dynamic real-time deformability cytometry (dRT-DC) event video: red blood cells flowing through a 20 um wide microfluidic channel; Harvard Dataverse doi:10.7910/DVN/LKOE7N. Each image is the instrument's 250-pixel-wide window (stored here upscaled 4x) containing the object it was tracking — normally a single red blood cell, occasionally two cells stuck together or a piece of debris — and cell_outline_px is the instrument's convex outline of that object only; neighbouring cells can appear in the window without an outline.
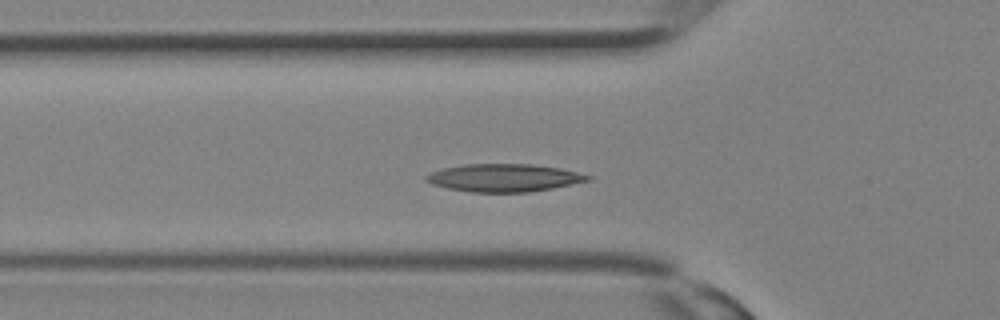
{"species": "Egyptian fruit bat (a non-hibernating species)", "species_latin": "Rousettus aegyptiacus", "temperature_condition": "room temperature", "stored_images_in_passage": 28, "camera_frame_rate_fps": 3000, "um_per_image_px": 0.085, "animal": {"sex": "female"}, "frame": {"image": 1, "passage_image": 7, "time_ms": 2.0, "image_size_px": [1000, 320], "cell_outline_px": [[592, 180], [552, 188], [528, 192], [472, 192], [448, 188], [432, 184], [424, 180], [424, 176], [432, 172], [444, 168], [464, 164], [532, 164], [560, 168], [592, 176]], "centroid_in_image_um": [42.84, 15.11], "position_along_channel_um": 83.0, "area_um2": 26.07}}
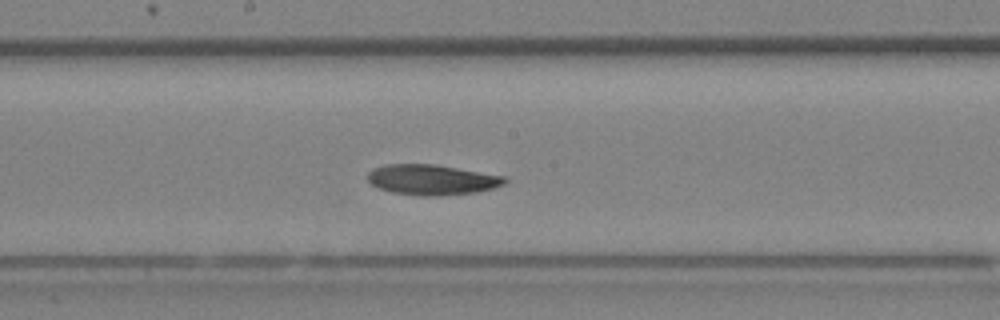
{"frame": {"image": 2, "passage_image": 13, "time_ms": 4.0, "image_size_px": [1000, 320], "cell_outline_px": [[508, 180], [504, 184], [496, 188], [476, 192], [440, 196], [420, 196], [392, 192], [380, 188], [372, 184], [368, 180], [368, 172], [372, 168], [384, 164], [436, 164], [508, 176]], "centroid_in_image_um": [36.76, 15.27], "position_along_channel_um": 211.4, "area_um2": 24.62}}
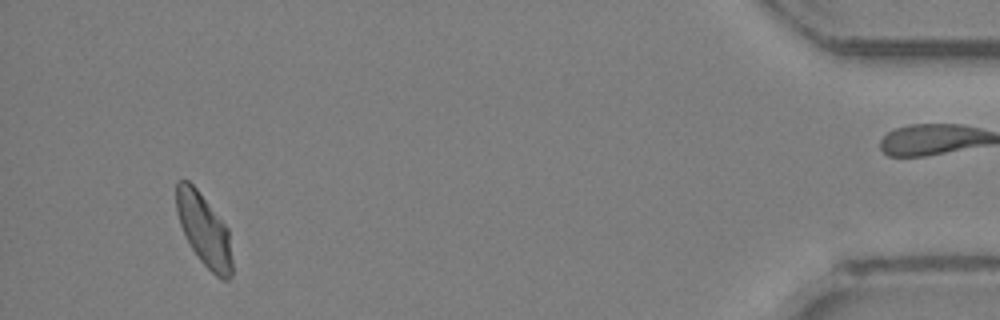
{"frame": {"image": 3, "passage_image": 26, "time_ms": 8.333, "image_size_px": [1000, 320], "cell_outline_px": [[232, 276], [228, 280], [224, 280], [216, 276], [200, 260], [192, 248], [180, 224], [176, 212], [176, 180], [188, 180], [196, 188], [228, 228], [232, 260]], "centroid_in_image_um": [17.34, 19.54], "position_along_channel_um": 417.9, "area_um2": 23.24}}